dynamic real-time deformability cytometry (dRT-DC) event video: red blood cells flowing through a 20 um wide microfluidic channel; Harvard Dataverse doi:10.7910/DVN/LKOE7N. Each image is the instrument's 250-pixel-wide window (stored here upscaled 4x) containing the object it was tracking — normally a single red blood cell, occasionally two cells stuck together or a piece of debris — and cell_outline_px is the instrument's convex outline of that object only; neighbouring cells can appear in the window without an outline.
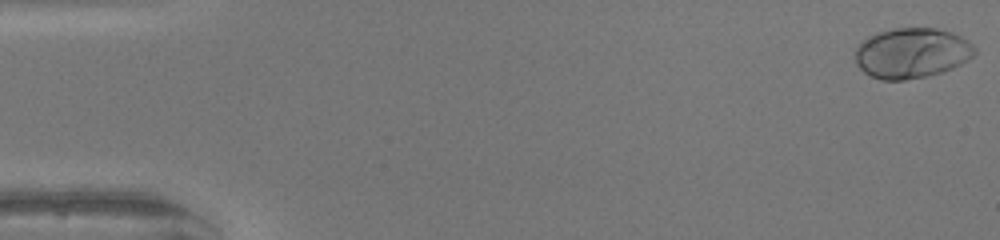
{"species": "human", "species_latin": "Homo sapiens", "temperature_condition": "warm", "stored_images_in_passage": 42, "camera_frame_rate_fps": 3000, "um_per_image_px": 0.085, "donor": {"sex": "female"}, "frame": {"image": 1, "passage_image": 1, "time_ms": 0.0, "image_size_px": [1000, 240], "cell_outline_px": [[976, 52], [968, 60], [944, 72], [904, 80], [880, 80], [868, 76], [856, 64], [856, 48], [868, 36], [892, 28], [936, 28], [952, 32], [968, 40], [976, 48]], "centroid_in_image_um": [77.5, 4.51], "position_along_channel_um": 7.5, "area_um2": 35.08}}
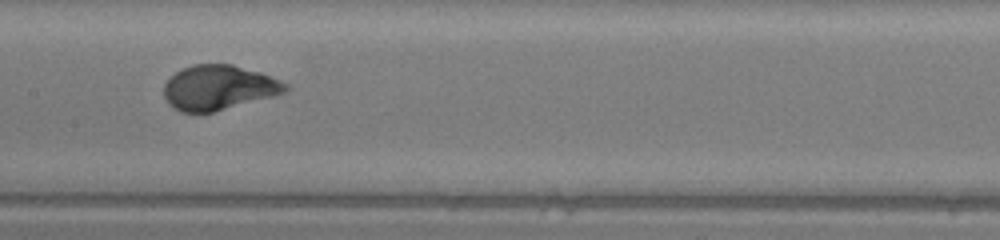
{"frame": {"image": 2, "passage_image": 25, "time_ms": 8.0, "image_size_px": [1000, 240], "cell_outline_px": [[288, 92], [212, 112], [180, 112], [168, 104], [164, 96], [164, 84], [176, 72], [192, 64], [232, 64], [260, 72], [280, 80], [288, 84]], "centroid_in_image_um": [18.59, 7.44], "position_along_channel_um": 188.8, "area_um2": 31.56}}
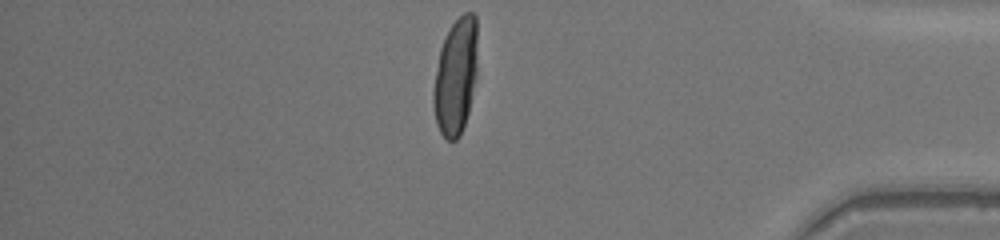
{"frame": {"image": 3, "passage_image": 42, "time_ms": 13.667, "image_size_px": [1000, 240], "cell_outline_px": [[476, 76], [468, 112], [460, 136], [456, 140], [448, 140], [440, 132], [436, 124], [432, 104], [432, 92], [440, 48], [452, 24], [464, 12], [472, 12], [476, 16]], "centroid_in_image_um": [38.71, 6.52], "position_along_channel_um": 396.5, "area_um2": 29.71}, "authors_computed_cell_mechanics": {"area_um2": 32.1368, "velocity_mm_per_s": 4.2426, "shape_relaxation_time_tau1_ms": 2.7689, "shape_relaxation_time_tau2_ms": null, "deformation_change_tau1": 0.2193, "deformation_change_tau2": null}}